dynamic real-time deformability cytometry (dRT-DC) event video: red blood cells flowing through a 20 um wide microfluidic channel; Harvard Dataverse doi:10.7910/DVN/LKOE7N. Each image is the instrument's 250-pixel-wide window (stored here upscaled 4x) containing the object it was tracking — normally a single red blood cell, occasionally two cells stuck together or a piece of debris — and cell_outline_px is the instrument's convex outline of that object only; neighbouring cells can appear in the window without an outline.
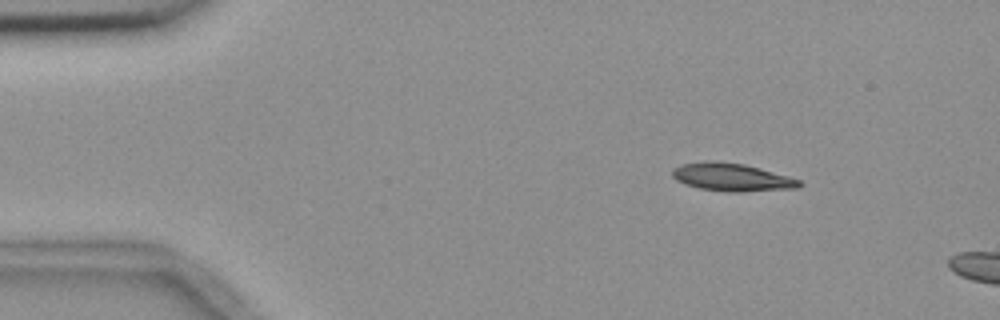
{"species": "common noctule bat (a hibernating species)", "species_latin": "Nyctalus noctula", "temperature_condition": "room temperature", "stored_images_in_passage": 3, "camera_frame_rate_fps": 3000, "um_per_image_px": 0.085, "animal": {"sex": "female", "body_mass_g": 18.4}, "frame": {"image": 1, "passage_image": 2, "time_ms": 1.333, "image_size_px": [1000, 320], "cell_outline_px": [[804, 184], [800, 188], [740, 192], [728, 192], [700, 188], [684, 184], [676, 180], [672, 176], [672, 168], [680, 164], [704, 160], [744, 164], [788, 176], [800, 180]], "centroid_in_image_um": [62.19, 15.06], "position_along_channel_um": 22.8, "area_um2": 20.75}}